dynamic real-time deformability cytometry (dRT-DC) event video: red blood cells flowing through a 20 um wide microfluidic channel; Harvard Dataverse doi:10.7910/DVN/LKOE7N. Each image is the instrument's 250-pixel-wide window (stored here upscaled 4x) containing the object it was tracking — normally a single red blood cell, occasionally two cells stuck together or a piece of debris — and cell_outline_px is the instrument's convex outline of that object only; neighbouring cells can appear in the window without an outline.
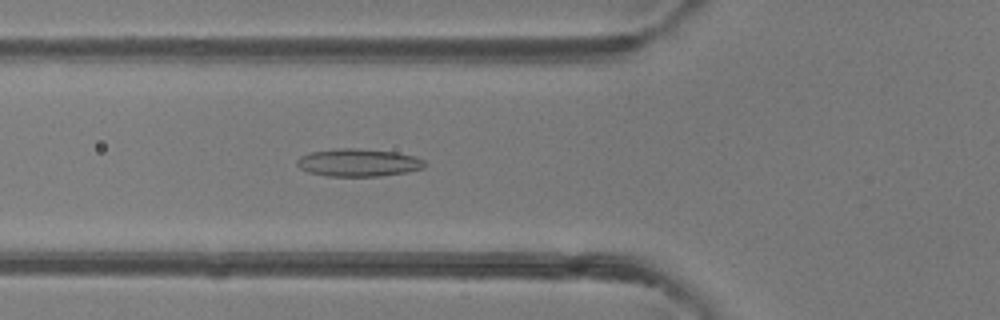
{"species": "common noctule bat (a hibernating species)", "species_latin": "Nyctalus noctula", "temperature_condition": "room temperature", "stored_images_in_passage": 39, "camera_frame_rate_fps": 3000, "um_per_image_px": 0.085, "animal": {"sex": "female"}, "frame": {"image": 1, "passage_image": 15, "time_ms": 4.667, "image_size_px": [1000, 320], "cell_outline_px": [[428, 164], [424, 168], [408, 172], [380, 176], [328, 176], [308, 172], [300, 168], [296, 164], [296, 160], [300, 156], [312, 152], [336, 148], [360, 148], [396, 152], [416, 156], [424, 160]], "centroid_in_image_um": [30.5, 13.82], "position_along_channel_um": 95.3, "area_um2": 20.87}}
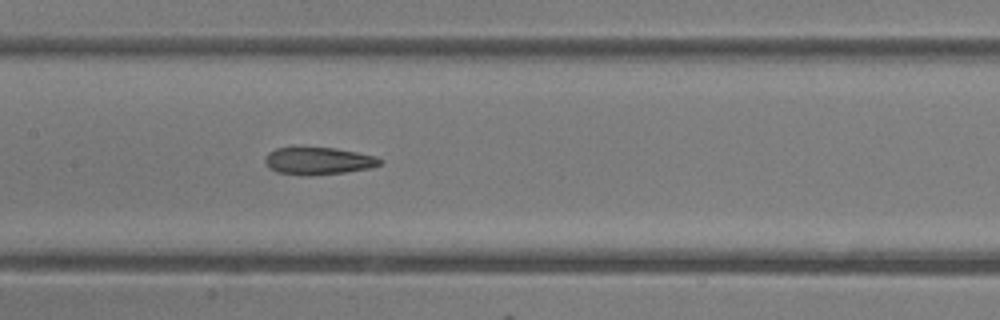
{"frame": {"image": 2, "passage_image": 21, "time_ms": 6.667, "image_size_px": [1000, 320], "cell_outline_px": [[384, 160], [380, 164], [372, 168], [344, 172], [312, 176], [300, 176], [276, 172], [268, 168], [264, 160], [264, 156], [268, 152], [276, 148], [336, 148], [376, 156]], "centroid_in_image_um": [27.04, 13.7], "position_along_channel_um": 180.4, "area_um2": 18.55}}
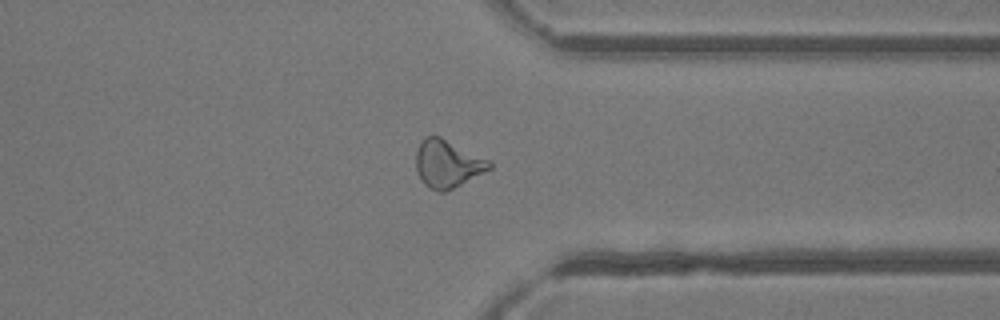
{"frame": {"image": 3, "passage_image": 35, "time_ms": 11.333, "image_size_px": [1000, 320], "cell_outline_px": [[492, 168], [444, 192], [440, 192], [428, 188], [424, 184], [416, 168], [416, 152], [420, 140], [424, 136], [440, 136], [492, 160]], "centroid_in_image_um": [38.04, 13.89], "position_along_channel_um": 373.4, "area_um2": 20.46}, "authors_computed_cell_mechanics": {"area_um2": 20.2878, "velocity_mm_per_s": 4.2077, "shape_relaxation_time_tau1_ms": null, "shape_relaxation_time_tau2_ms": 2.6707, "deformation_change_tau1": null, "deformation_change_tau2": 0.1158}}